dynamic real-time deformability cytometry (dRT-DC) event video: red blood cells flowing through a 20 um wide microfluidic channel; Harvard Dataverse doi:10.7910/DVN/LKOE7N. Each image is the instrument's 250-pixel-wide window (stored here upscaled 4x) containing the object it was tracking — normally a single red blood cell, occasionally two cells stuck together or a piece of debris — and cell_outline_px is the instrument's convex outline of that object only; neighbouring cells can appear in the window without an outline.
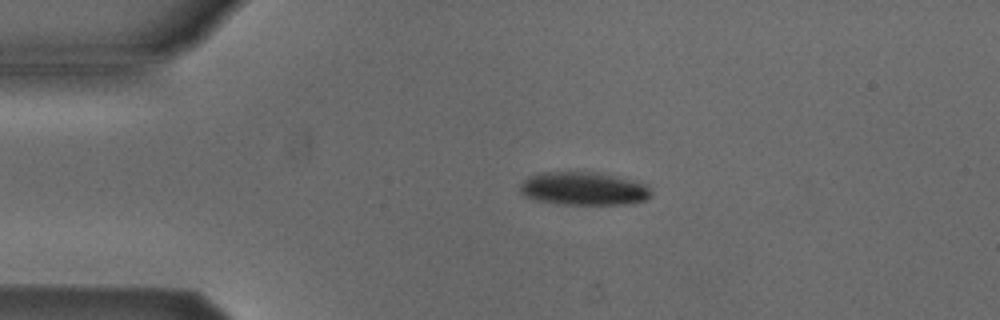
{"species": "Egyptian fruit bat (a non-hibernating species)", "species_latin": "Rousettus aegyptiacus", "temperature_condition": "cold", "stored_images_in_passage": 52, "camera_frame_rate_fps": 3000, "um_per_image_px": 0.085, "animal": {"sex": "male"}, "frame": {"image": 1, "passage_image": 10, "time_ms": 3.0, "image_size_px": [1000, 320], "cell_outline_px": [[652, 196], [644, 200], [624, 204], [560, 204], [536, 200], [524, 196], [520, 192], [520, 184], [528, 176], [540, 172], [596, 172], [632, 180], [648, 184], [652, 192]], "centroid_in_image_um": [49.6, 16.03], "position_along_channel_um": 35.4, "area_um2": 25.43}}
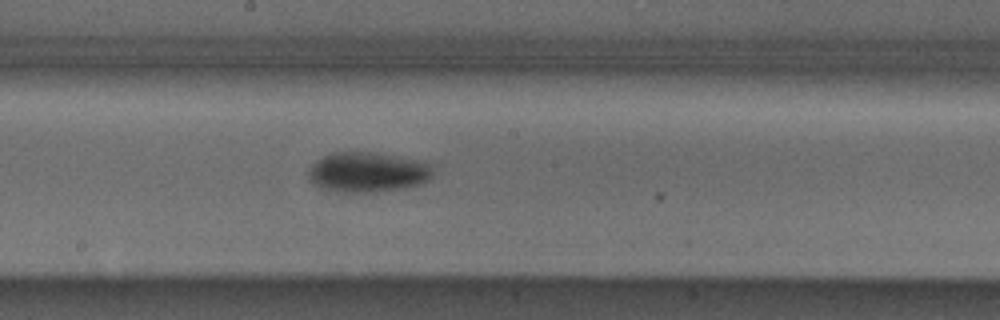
{"frame": {"image": 2, "passage_image": 27, "time_ms": 8.667, "image_size_px": [1000, 320], "cell_outline_px": [[432, 176], [428, 180], [420, 184], [404, 188], [368, 192], [340, 192], [320, 188], [312, 184], [308, 180], [308, 172], [324, 156], [332, 152], [368, 152], [416, 160], [432, 164]], "centroid_in_image_um": [31.24, 14.65], "position_along_channel_um": 217.0, "area_um2": 28.67}}
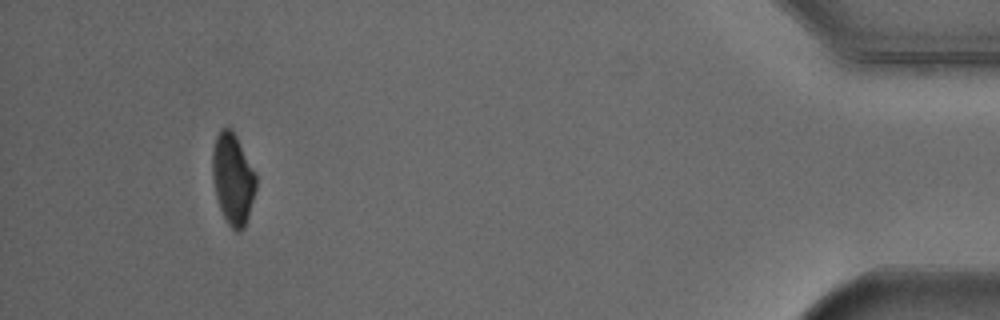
{"frame": {"image": 3, "passage_image": 48, "time_ms": 15.667, "image_size_px": [1000, 320], "cell_outline_px": [[256, 188], [248, 216], [244, 228], [240, 232], [236, 232], [228, 224], [220, 208], [216, 196], [212, 176], [212, 148], [216, 136], [220, 128], [228, 128], [236, 136], [256, 176]], "centroid_in_image_um": [19.77, 15.22], "position_along_channel_um": 415.4, "area_um2": 22.83}, "authors_computed_cell_mechanics": {"area_um2": 25.7788, "velocity_mm_per_s": 3.8617, "shape_relaxation_time_tau1_ms": 2.3924, "shape_relaxation_time_tau2_ms": null, "deformation_change_tau1": 0.097, "deformation_change_tau2": null}}